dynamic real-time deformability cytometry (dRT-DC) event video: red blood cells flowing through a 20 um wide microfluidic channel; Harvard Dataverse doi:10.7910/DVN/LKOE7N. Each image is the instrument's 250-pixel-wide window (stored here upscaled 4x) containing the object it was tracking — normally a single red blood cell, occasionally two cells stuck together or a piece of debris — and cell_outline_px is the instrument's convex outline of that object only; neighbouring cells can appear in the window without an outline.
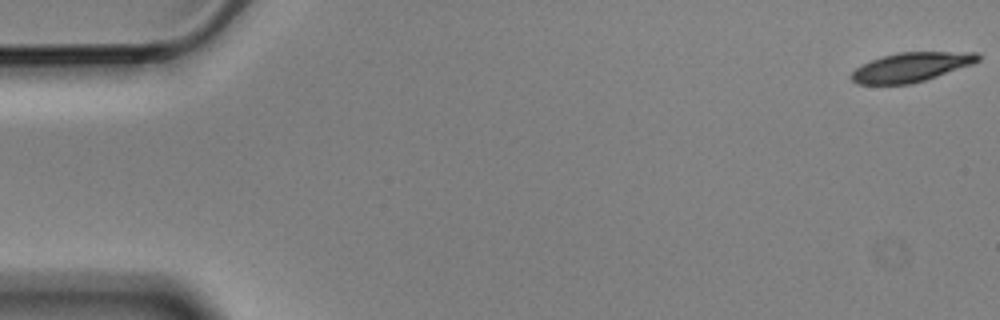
{"species": "Egyptian fruit bat (a non-hibernating species)", "species_latin": "Rousettus aegyptiacus", "temperature_condition": "cold", "stored_images_in_passage": 6, "segment_of_instrument_passage": [2, 2], "camera_frame_rate_fps": 3000, "um_per_image_px": 0.085, "animal": {"sex": "male"}, "frame": {"image": 1, "passage_image": 6, "time_ms": 1.667, "image_size_px": [1000, 320], "cell_outline_px": [[980, 60], [972, 64], [924, 80], [908, 84], [856, 84], [852, 80], [852, 72], [860, 64], [896, 52], [980, 52]], "centroid_in_image_um": [77.45, 5.69], "position_along_channel_um": 7.6, "area_um2": 21.39}}